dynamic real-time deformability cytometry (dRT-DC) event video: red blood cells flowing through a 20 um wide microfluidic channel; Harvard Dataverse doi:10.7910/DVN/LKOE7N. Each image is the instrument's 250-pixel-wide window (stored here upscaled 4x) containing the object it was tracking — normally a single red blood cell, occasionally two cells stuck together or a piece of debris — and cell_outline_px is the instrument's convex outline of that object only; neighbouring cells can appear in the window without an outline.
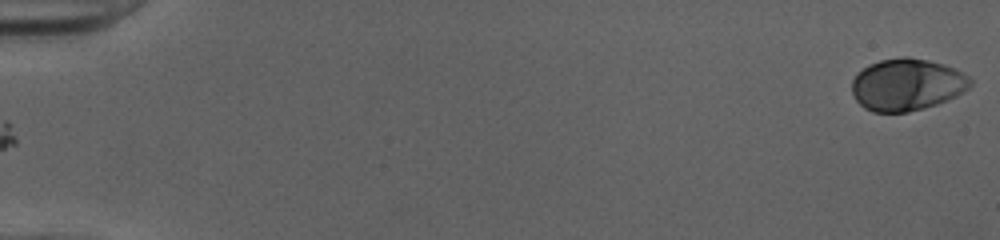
{"species": "human", "species_latin": "Homo sapiens", "temperature_condition": "cold", "stored_images_in_passage": 52, "camera_frame_rate_fps": 3000, "um_per_image_px": 0.085, "donor": {"sex": "female"}, "frame": {"image": 1, "passage_image": 1, "time_ms": 0.0, "image_size_px": [1000, 240], "cell_outline_px": [[972, 84], [968, 88], [956, 96], [936, 104], [924, 108], [908, 112], [872, 112], [864, 108], [856, 100], [852, 92], [852, 80], [856, 72], [868, 64], [880, 60], [900, 56], [908, 56], [928, 60], [944, 64], [968, 76], [972, 80]], "centroid_in_image_um": [77.05, 7.18], "position_along_channel_um": 8.0, "area_um2": 36.07}}
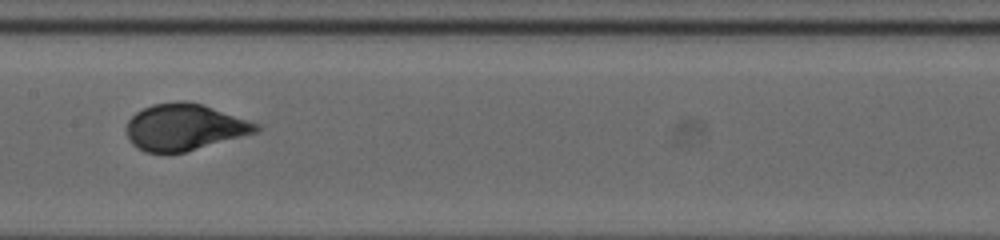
{"frame": {"image": 2, "passage_image": 28, "time_ms": 9.0, "image_size_px": [1000, 240], "cell_outline_px": [[260, 128], [256, 132], [184, 152], [144, 152], [136, 148], [132, 144], [128, 136], [128, 120], [136, 112], [152, 104], [176, 100], [184, 100], [204, 104], [260, 124]], "centroid_in_image_um": [15.67, 10.78], "position_along_channel_um": 191.7, "area_um2": 34.97}}
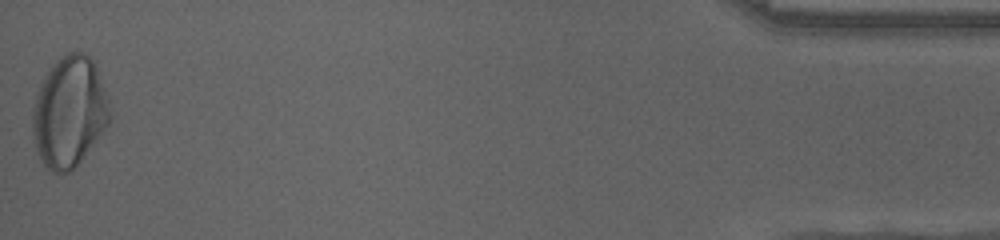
{"frame": {"image": 3, "passage_image": 52, "time_ms": 17.0, "image_size_px": [1000, 240], "cell_outline_px": [[112, 116], [108, 124], [80, 160], [68, 172], [52, 172], [40, 160], [36, 152], [32, 132], [32, 108], [36, 92], [48, 68], [56, 60], [68, 52], [84, 52], [92, 56], [96, 64], [108, 100]], "centroid_in_image_um": [5.86, 9.46], "position_along_channel_um": 429.3, "area_um2": 50.0}, "authors_computed_cell_mechanics": {"area_um2": 35.0846, "velocity_mm_per_s": 4.0188, "shape_relaxation_time_tau1_ms": 3.3341, "shape_relaxation_time_tau2_ms": null, "deformation_change_tau1": 0.171, "deformation_change_tau2": null}}